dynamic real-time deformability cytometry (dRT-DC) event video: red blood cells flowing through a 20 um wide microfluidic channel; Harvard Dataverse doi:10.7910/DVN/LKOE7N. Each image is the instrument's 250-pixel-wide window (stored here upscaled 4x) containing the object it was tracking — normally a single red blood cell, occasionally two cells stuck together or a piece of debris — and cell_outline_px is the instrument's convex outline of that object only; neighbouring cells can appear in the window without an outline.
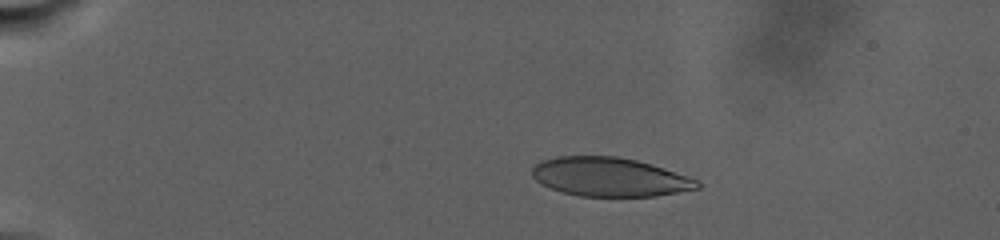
{"species": "human", "species_latin": "Homo sapiens", "temperature_condition": "warm", "stored_images_in_passage": 66, "camera_frame_rate_fps": 3000, "um_per_image_px": 0.085, "donor": {"sex": "male"}, "frame": {"image": 1, "passage_image": 10, "time_ms": 6.667, "image_size_px": [1000, 240], "cell_outline_px": [[700, 188], [656, 196], [580, 196], [560, 192], [540, 184], [532, 176], [532, 168], [540, 160], [556, 156], [616, 156], [636, 160], [652, 164], [688, 176], [696, 180], [700, 184]], "centroid_in_image_um": [51.78, 15.04], "position_along_channel_um": 33.2, "area_um2": 37.57}}
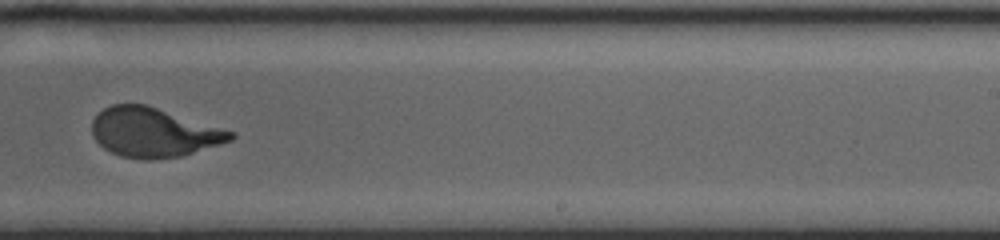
{"frame": {"image": 2, "passage_image": 40, "time_ms": 21.333, "image_size_px": [1000, 240], "cell_outline_px": [[236, 136], [232, 140], [184, 156], [152, 160], [144, 160], [120, 156], [104, 148], [92, 136], [92, 120], [104, 108], [112, 104], [148, 104], [236, 132]], "centroid_in_image_um": [13.09, 11.26], "position_along_channel_um": 275.9, "area_um2": 40.29}}
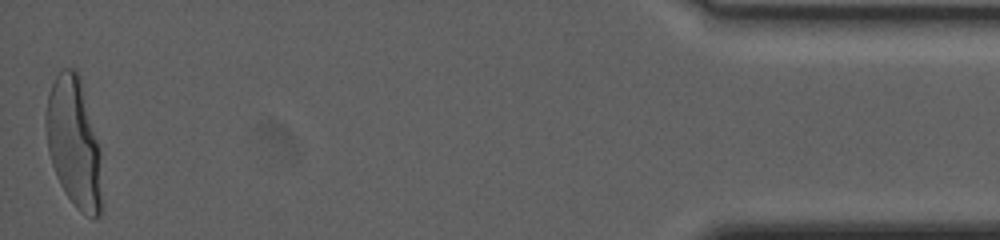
{"frame": {"image": 3, "passage_image": 66, "time_ms": 31.333, "image_size_px": [1000, 240], "cell_outline_px": [[100, 216], [96, 220], [92, 220], [80, 212], [76, 208], [60, 184], [52, 164], [48, 152], [44, 124], [44, 116], [48, 96], [52, 84], [56, 76], [64, 68], [72, 68], [80, 76], [100, 148]], "centroid_in_image_um": [6.26, 12.13], "position_along_channel_um": 428.9, "area_um2": 42.31}, "authors_computed_cell_mechanics": {"area_um2": 40.3155, "velocity_mm_per_s": 2.2692, "shape_relaxation_time_tau1_ms": 6.2151, "shape_relaxation_time_tau2_ms": null, "deformation_change_tau1": 0.2242, "deformation_change_tau2": null}}